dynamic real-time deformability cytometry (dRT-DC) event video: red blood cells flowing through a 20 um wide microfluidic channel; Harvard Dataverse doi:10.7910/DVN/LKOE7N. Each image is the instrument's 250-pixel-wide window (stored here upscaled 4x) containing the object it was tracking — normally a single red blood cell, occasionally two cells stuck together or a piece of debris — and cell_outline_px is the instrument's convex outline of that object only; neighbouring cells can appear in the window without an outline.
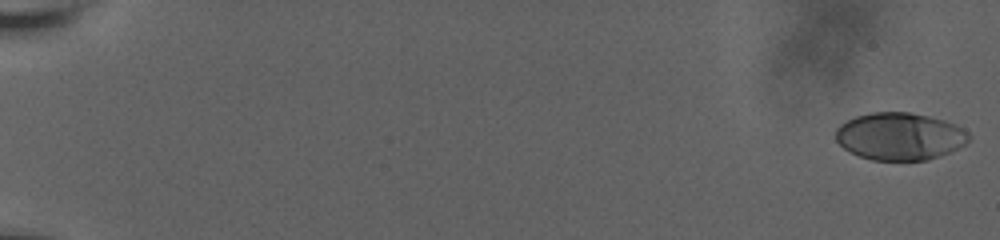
{"species": "human", "species_latin": "Homo sapiens", "temperature_condition": "room temperature", "stored_images_in_passage": 60, "camera_frame_rate_fps": 3000, "um_per_image_px": 0.085, "donor": {"sex": "male"}, "frame": {"image": 1, "passage_image": 1, "time_ms": 0.0, "image_size_px": [1000, 240], "cell_outline_px": [[972, 136], [964, 144], [948, 152], [928, 160], [872, 160], [848, 152], [836, 140], [836, 128], [840, 124], [856, 116], [872, 112], [908, 112], [928, 116], [944, 120], [956, 124], [964, 128]], "centroid_in_image_um": [76.48, 11.58], "position_along_channel_um": 8.5, "area_um2": 36.76}}
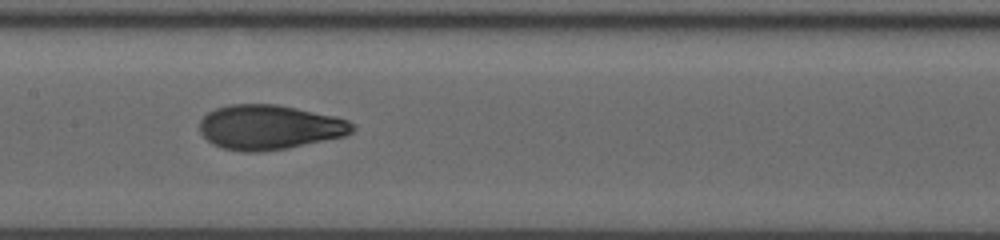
{"frame": {"image": 2, "passage_image": 33, "time_ms": 10.667, "image_size_px": [1000, 240], "cell_outline_px": [[356, 128], [352, 132], [344, 136], [288, 148], [260, 152], [244, 152], [224, 148], [212, 144], [200, 132], [200, 120], [208, 112], [216, 108], [228, 104], [276, 104], [332, 116], [348, 120]], "centroid_in_image_um": [22.87, 10.82], "position_along_channel_um": 184.5, "area_um2": 39.54}}
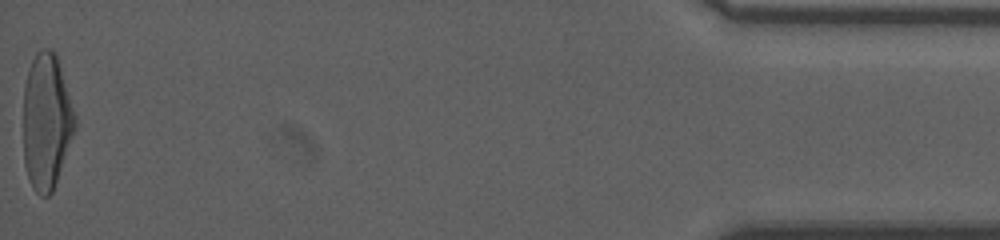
{"frame": {"image": 3, "passage_image": 60, "time_ms": 19.667, "image_size_px": [1000, 240], "cell_outline_px": [[76, 124], [72, 136], [52, 192], [48, 196], [40, 196], [32, 188], [24, 164], [24, 84], [32, 60], [36, 52], [40, 48], [52, 48], [56, 52], [76, 116]], "centroid_in_image_um": [3.94, 10.28], "position_along_channel_um": 431.3, "area_um2": 40.69}, "authors_computed_cell_mechanics": {"area_um2": 38.6104, "velocity_mm_per_s": 3.6978, "shape_relaxation_time_tau1_ms": 5.0466, "shape_relaxation_time_tau2_ms": 0.8411, "deformation_change_tau1": 0.2219, "deformation_change_tau2": 0.0625}}